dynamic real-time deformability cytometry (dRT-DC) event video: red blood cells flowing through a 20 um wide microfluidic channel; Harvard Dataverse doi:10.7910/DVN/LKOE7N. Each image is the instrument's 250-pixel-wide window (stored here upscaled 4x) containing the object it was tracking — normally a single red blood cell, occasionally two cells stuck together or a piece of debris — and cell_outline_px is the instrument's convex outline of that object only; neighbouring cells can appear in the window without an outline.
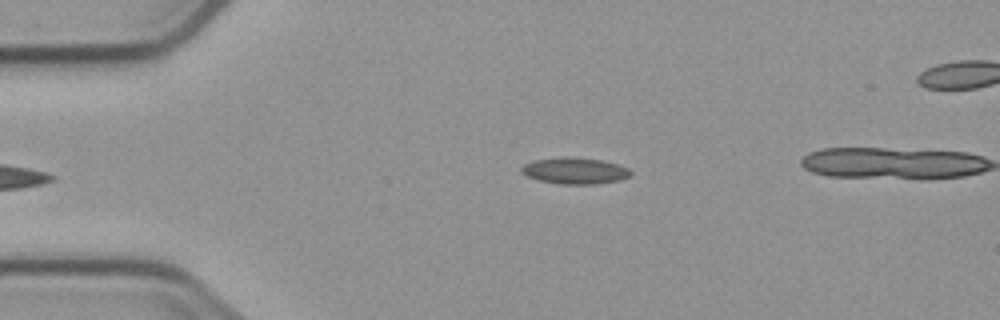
{"species": "common noctule bat (a hibernating species)", "species_latin": "Nyctalus noctula", "temperature_condition": "cold", "stored_images_in_passage": 5, "camera_frame_rate_fps": 3000, "um_per_image_px": 0.085, "animal": {"sex": "male", "body_mass_g": 23.1, "forearm_length_mm": 52.7}, "frame": {"image": 1, "passage_image": 5, "time_ms": 4.667, "image_size_px": [1000, 320], "cell_outline_px": [[632, 176], [620, 180], [596, 184], [560, 184], [540, 180], [528, 176], [520, 172], [520, 168], [524, 164], [536, 160], [600, 160], [620, 164], [628, 168], [632, 172]], "centroid_in_image_um": [48.94, 14.57], "position_along_channel_um": 36.1, "area_um2": 15.9}}